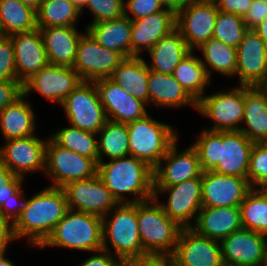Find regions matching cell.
<instances>
[{"label": "cell", "instance_id": "e7e4bbea", "mask_svg": "<svg viewBox=\"0 0 267 266\" xmlns=\"http://www.w3.org/2000/svg\"><path fill=\"white\" fill-rule=\"evenodd\" d=\"M2 36V29H1V26H0V37Z\"/></svg>", "mask_w": 267, "mask_h": 266}, {"label": "cell", "instance_id": "7402d4cb", "mask_svg": "<svg viewBox=\"0 0 267 266\" xmlns=\"http://www.w3.org/2000/svg\"><path fill=\"white\" fill-rule=\"evenodd\" d=\"M172 255L187 266H224L220 241L200 235L191 227L181 230Z\"/></svg>", "mask_w": 267, "mask_h": 266}, {"label": "cell", "instance_id": "d4e9b609", "mask_svg": "<svg viewBox=\"0 0 267 266\" xmlns=\"http://www.w3.org/2000/svg\"><path fill=\"white\" fill-rule=\"evenodd\" d=\"M40 29L48 63L73 67L77 46L82 36L77 26L38 27Z\"/></svg>", "mask_w": 267, "mask_h": 266}, {"label": "cell", "instance_id": "91938a15", "mask_svg": "<svg viewBox=\"0 0 267 266\" xmlns=\"http://www.w3.org/2000/svg\"><path fill=\"white\" fill-rule=\"evenodd\" d=\"M170 266H187V265L180 263L173 255H170Z\"/></svg>", "mask_w": 267, "mask_h": 266}, {"label": "cell", "instance_id": "d590c367", "mask_svg": "<svg viewBox=\"0 0 267 266\" xmlns=\"http://www.w3.org/2000/svg\"><path fill=\"white\" fill-rule=\"evenodd\" d=\"M99 162L129 156V134L126 123L107 120L97 133Z\"/></svg>", "mask_w": 267, "mask_h": 266}, {"label": "cell", "instance_id": "2e32d148", "mask_svg": "<svg viewBox=\"0 0 267 266\" xmlns=\"http://www.w3.org/2000/svg\"><path fill=\"white\" fill-rule=\"evenodd\" d=\"M82 82L72 67L48 64L22 84L23 94L28 98L38 92L51 102L63 103L65 98Z\"/></svg>", "mask_w": 267, "mask_h": 266}, {"label": "cell", "instance_id": "f35d334b", "mask_svg": "<svg viewBox=\"0 0 267 266\" xmlns=\"http://www.w3.org/2000/svg\"><path fill=\"white\" fill-rule=\"evenodd\" d=\"M243 229L267 235V193L253 188L240 204Z\"/></svg>", "mask_w": 267, "mask_h": 266}, {"label": "cell", "instance_id": "3957f363", "mask_svg": "<svg viewBox=\"0 0 267 266\" xmlns=\"http://www.w3.org/2000/svg\"><path fill=\"white\" fill-rule=\"evenodd\" d=\"M97 175L118 204L137 203L153 198V168L134 156L99 162ZM127 194L134 195V198H127Z\"/></svg>", "mask_w": 267, "mask_h": 266}, {"label": "cell", "instance_id": "5b68a950", "mask_svg": "<svg viewBox=\"0 0 267 266\" xmlns=\"http://www.w3.org/2000/svg\"><path fill=\"white\" fill-rule=\"evenodd\" d=\"M50 246L82 252L102 250V217L69 209L38 248L45 249Z\"/></svg>", "mask_w": 267, "mask_h": 266}, {"label": "cell", "instance_id": "6125c7cd", "mask_svg": "<svg viewBox=\"0 0 267 266\" xmlns=\"http://www.w3.org/2000/svg\"><path fill=\"white\" fill-rule=\"evenodd\" d=\"M261 87L267 92V79Z\"/></svg>", "mask_w": 267, "mask_h": 266}, {"label": "cell", "instance_id": "f546056e", "mask_svg": "<svg viewBox=\"0 0 267 266\" xmlns=\"http://www.w3.org/2000/svg\"><path fill=\"white\" fill-rule=\"evenodd\" d=\"M190 51L181 33L175 28L147 51L151 63L146 64L154 72L173 74L174 69Z\"/></svg>", "mask_w": 267, "mask_h": 266}, {"label": "cell", "instance_id": "ffe728a7", "mask_svg": "<svg viewBox=\"0 0 267 266\" xmlns=\"http://www.w3.org/2000/svg\"><path fill=\"white\" fill-rule=\"evenodd\" d=\"M236 51L238 85L262 86L267 79V44L254 29H248Z\"/></svg>", "mask_w": 267, "mask_h": 266}, {"label": "cell", "instance_id": "6f0895ef", "mask_svg": "<svg viewBox=\"0 0 267 266\" xmlns=\"http://www.w3.org/2000/svg\"><path fill=\"white\" fill-rule=\"evenodd\" d=\"M20 1L25 5H28L31 8H33L35 11L39 9L40 4L42 2V0H20Z\"/></svg>", "mask_w": 267, "mask_h": 266}, {"label": "cell", "instance_id": "ab89813d", "mask_svg": "<svg viewBox=\"0 0 267 266\" xmlns=\"http://www.w3.org/2000/svg\"><path fill=\"white\" fill-rule=\"evenodd\" d=\"M247 31L242 16L219 10L212 37L237 48Z\"/></svg>", "mask_w": 267, "mask_h": 266}, {"label": "cell", "instance_id": "ee69618b", "mask_svg": "<svg viewBox=\"0 0 267 266\" xmlns=\"http://www.w3.org/2000/svg\"><path fill=\"white\" fill-rule=\"evenodd\" d=\"M166 7L167 4L163 0H124V16L130 20L141 19Z\"/></svg>", "mask_w": 267, "mask_h": 266}, {"label": "cell", "instance_id": "680465c9", "mask_svg": "<svg viewBox=\"0 0 267 266\" xmlns=\"http://www.w3.org/2000/svg\"><path fill=\"white\" fill-rule=\"evenodd\" d=\"M79 10L83 9L87 0H70Z\"/></svg>", "mask_w": 267, "mask_h": 266}, {"label": "cell", "instance_id": "b9f144b4", "mask_svg": "<svg viewBox=\"0 0 267 266\" xmlns=\"http://www.w3.org/2000/svg\"><path fill=\"white\" fill-rule=\"evenodd\" d=\"M88 7L93 15V20L89 24L99 23L124 16V0H87L86 5L80 10L84 13V8Z\"/></svg>", "mask_w": 267, "mask_h": 266}, {"label": "cell", "instance_id": "d6a6232c", "mask_svg": "<svg viewBox=\"0 0 267 266\" xmlns=\"http://www.w3.org/2000/svg\"><path fill=\"white\" fill-rule=\"evenodd\" d=\"M196 50L201 51L204 57L203 59L200 57V60L210 79L213 75V71L229 78L236 76V48L212 37Z\"/></svg>", "mask_w": 267, "mask_h": 266}, {"label": "cell", "instance_id": "9f6ffc18", "mask_svg": "<svg viewBox=\"0 0 267 266\" xmlns=\"http://www.w3.org/2000/svg\"><path fill=\"white\" fill-rule=\"evenodd\" d=\"M6 251L0 252V266H15L10 259L6 258Z\"/></svg>", "mask_w": 267, "mask_h": 266}, {"label": "cell", "instance_id": "74e56055", "mask_svg": "<svg viewBox=\"0 0 267 266\" xmlns=\"http://www.w3.org/2000/svg\"><path fill=\"white\" fill-rule=\"evenodd\" d=\"M36 15L37 27L76 26L81 12L70 0H42Z\"/></svg>", "mask_w": 267, "mask_h": 266}, {"label": "cell", "instance_id": "7bdbcfd3", "mask_svg": "<svg viewBox=\"0 0 267 266\" xmlns=\"http://www.w3.org/2000/svg\"><path fill=\"white\" fill-rule=\"evenodd\" d=\"M24 180L23 177L16 176L7 186H0V210L11 217L17 214L24 193L22 189Z\"/></svg>", "mask_w": 267, "mask_h": 266}, {"label": "cell", "instance_id": "83f0119b", "mask_svg": "<svg viewBox=\"0 0 267 266\" xmlns=\"http://www.w3.org/2000/svg\"><path fill=\"white\" fill-rule=\"evenodd\" d=\"M242 124L239 131L252 142H267V92L261 86H245Z\"/></svg>", "mask_w": 267, "mask_h": 266}, {"label": "cell", "instance_id": "8992f818", "mask_svg": "<svg viewBox=\"0 0 267 266\" xmlns=\"http://www.w3.org/2000/svg\"><path fill=\"white\" fill-rule=\"evenodd\" d=\"M137 220L142 248L148 255H172L183 229L169 218L153 197L137 202Z\"/></svg>", "mask_w": 267, "mask_h": 266}, {"label": "cell", "instance_id": "277c9868", "mask_svg": "<svg viewBox=\"0 0 267 266\" xmlns=\"http://www.w3.org/2000/svg\"><path fill=\"white\" fill-rule=\"evenodd\" d=\"M102 229L103 249L122 262L148 255L139 235L137 203L117 204L102 217Z\"/></svg>", "mask_w": 267, "mask_h": 266}, {"label": "cell", "instance_id": "f6af8a7d", "mask_svg": "<svg viewBox=\"0 0 267 266\" xmlns=\"http://www.w3.org/2000/svg\"><path fill=\"white\" fill-rule=\"evenodd\" d=\"M17 81L14 46L9 36L0 37V81Z\"/></svg>", "mask_w": 267, "mask_h": 266}, {"label": "cell", "instance_id": "ac0fdd59", "mask_svg": "<svg viewBox=\"0 0 267 266\" xmlns=\"http://www.w3.org/2000/svg\"><path fill=\"white\" fill-rule=\"evenodd\" d=\"M219 9L216 3L195 2L176 12V28L188 48L196 51L213 36Z\"/></svg>", "mask_w": 267, "mask_h": 266}, {"label": "cell", "instance_id": "7c38bea8", "mask_svg": "<svg viewBox=\"0 0 267 266\" xmlns=\"http://www.w3.org/2000/svg\"><path fill=\"white\" fill-rule=\"evenodd\" d=\"M85 31L79 40L72 68L82 81L110 78L125 58L119 52L101 46L86 28Z\"/></svg>", "mask_w": 267, "mask_h": 266}, {"label": "cell", "instance_id": "7dc6e473", "mask_svg": "<svg viewBox=\"0 0 267 266\" xmlns=\"http://www.w3.org/2000/svg\"><path fill=\"white\" fill-rule=\"evenodd\" d=\"M266 18L267 2L253 0L249 10L243 17V20L248 29H255Z\"/></svg>", "mask_w": 267, "mask_h": 266}, {"label": "cell", "instance_id": "681fc988", "mask_svg": "<svg viewBox=\"0 0 267 266\" xmlns=\"http://www.w3.org/2000/svg\"><path fill=\"white\" fill-rule=\"evenodd\" d=\"M93 253L94 255L88 256L78 266H123V262L119 258L104 249Z\"/></svg>", "mask_w": 267, "mask_h": 266}, {"label": "cell", "instance_id": "4dcf8cb0", "mask_svg": "<svg viewBox=\"0 0 267 266\" xmlns=\"http://www.w3.org/2000/svg\"><path fill=\"white\" fill-rule=\"evenodd\" d=\"M84 28L104 48L119 52L124 58L131 57L132 20L128 17L87 24Z\"/></svg>", "mask_w": 267, "mask_h": 266}, {"label": "cell", "instance_id": "9c48e42d", "mask_svg": "<svg viewBox=\"0 0 267 266\" xmlns=\"http://www.w3.org/2000/svg\"><path fill=\"white\" fill-rule=\"evenodd\" d=\"M44 173L52 180L49 187L62 188L69 182L93 178L97 163L57 145L48 135Z\"/></svg>", "mask_w": 267, "mask_h": 266}, {"label": "cell", "instance_id": "484cf974", "mask_svg": "<svg viewBox=\"0 0 267 266\" xmlns=\"http://www.w3.org/2000/svg\"><path fill=\"white\" fill-rule=\"evenodd\" d=\"M191 228L200 235L221 241L243 229L240 207L202 208Z\"/></svg>", "mask_w": 267, "mask_h": 266}, {"label": "cell", "instance_id": "cb8c5ba5", "mask_svg": "<svg viewBox=\"0 0 267 266\" xmlns=\"http://www.w3.org/2000/svg\"><path fill=\"white\" fill-rule=\"evenodd\" d=\"M176 28V12L168 6L147 17L132 20L131 57L142 56L164 35Z\"/></svg>", "mask_w": 267, "mask_h": 266}, {"label": "cell", "instance_id": "bcb514c9", "mask_svg": "<svg viewBox=\"0 0 267 266\" xmlns=\"http://www.w3.org/2000/svg\"><path fill=\"white\" fill-rule=\"evenodd\" d=\"M23 94L22 84L19 81H0V112L12 104Z\"/></svg>", "mask_w": 267, "mask_h": 266}, {"label": "cell", "instance_id": "11a10c76", "mask_svg": "<svg viewBox=\"0 0 267 266\" xmlns=\"http://www.w3.org/2000/svg\"><path fill=\"white\" fill-rule=\"evenodd\" d=\"M259 37L267 44V18L263 20L255 29Z\"/></svg>", "mask_w": 267, "mask_h": 266}, {"label": "cell", "instance_id": "8fae6325", "mask_svg": "<svg viewBox=\"0 0 267 266\" xmlns=\"http://www.w3.org/2000/svg\"><path fill=\"white\" fill-rule=\"evenodd\" d=\"M162 193L168 195L166 202H159L158 197ZM153 197L169 218L177 222L182 228L192 227L198 212L202 209L201 176L173 186L154 188Z\"/></svg>", "mask_w": 267, "mask_h": 266}, {"label": "cell", "instance_id": "1f68e13d", "mask_svg": "<svg viewBox=\"0 0 267 266\" xmlns=\"http://www.w3.org/2000/svg\"><path fill=\"white\" fill-rule=\"evenodd\" d=\"M148 76L149 67L142 55L125 58L110 79L149 106Z\"/></svg>", "mask_w": 267, "mask_h": 266}, {"label": "cell", "instance_id": "52a82bcc", "mask_svg": "<svg viewBox=\"0 0 267 266\" xmlns=\"http://www.w3.org/2000/svg\"><path fill=\"white\" fill-rule=\"evenodd\" d=\"M150 116L146 114L127 123L129 155L144 161L154 169L179 135L175 127Z\"/></svg>", "mask_w": 267, "mask_h": 266}, {"label": "cell", "instance_id": "5bb4252c", "mask_svg": "<svg viewBox=\"0 0 267 266\" xmlns=\"http://www.w3.org/2000/svg\"><path fill=\"white\" fill-rule=\"evenodd\" d=\"M62 189L68 208L73 211L104 217L118 204L98 175L86 180L69 182Z\"/></svg>", "mask_w": 267, "mask_h": 266}, {"label": "cell", "instance_id": "f1b7e54d", "mask_svg": "<svg viewBox=\"0 0 267 266\" xmlns=\"http://www.w3.org/2000/svg\"><path fill=\"white\" fill-rule=\"evenodd\" d=\"M30 101L22 94L0 112V130L6 140L36 135V116Z\"/></svg>", "mask_w": 267, "mask_h": 266}, {"label": "cell", "instance_id": "f907efd6", "mask_svg": "<svg viewBox=\"0 0 267 266\" xmlns=\"http://www.w3.org/2000/svg\"><path fill=\"white\" fill-rule=\"evenodd\" d=\"M253 0H218L217 8L224 13H232L244 17Z\"/></svg>", "mask_w": 267, "mask_h": 266}, {"label": "cell", "instance_id": "be15d7a7", "mask_svg": "<svg viewBox=\"0 0 267 266\" xmlns=\"http://www.w3.org/2000/svg\"><path fill=\"white\" fill-rule=\"evenodd\" d=\"M263 190L267 193V185L263 187Z\"/></svg>", "mask_w": 267, "mask_h": 266}, {"label": "cell", "instance_id": "30bf717a", "mask_svg": "<svg viewBox=\"0 0 267 266\" xmlns=\"http://www.w3.org/2000/svg\"><path fill=\"white\" fill-rule=\"evenodd\" d=\"M68 123L98 133L107 121L95 82L82 81L60 105Z\"/></svg>", "mask_w": 267, "mask_h": 266}, {"label": "cell", "instance_id": "4fadbf2b", "mask_svg": "<svg viewBox=\"0 0 267 266\" xmlns=\"http://www.w3.org/2000/svg\"><path fill=\"white\" fill-rule=\"evenodd\" d=\"M47 139L39 135L9 139L0 147V162L16 176L44 172Z\"/></svg>", "mask_w": 267, "mask_h": 266}, {"label": "cell", "instance_id": "44dd1931", "mask_svg": "<svg viewBox=\"0 0 267 266\" xmlns=\"http://www.w3.org/2000/svg\"><path fill=\"white\" fill-rule=\"evenodd\" d=\"M94 82L107 120L127 124L148 114V106L144 102L131 96L127 90L121 88L110 78Z\"/></svg>", "mask_w": 267, "mask_h": 266}, {"label": "cell", "instance_id": "816d5d0a", "mask_svg": "<svg viewBox=\"0 0 267 266\" xmlns=\"http://www.w3.org/2000/svg\"><path fill=\"white\" fill-rule=\"evenodd\" d=\"M123 266H170V255H147L123 262Z\"/></svg>", "mask_w": 267, "mask_h": 266}, {"label": "cell", "instance_id": "94428289", "mask_svg": "<svg viewBox=\"0 0 267 266\" xmlns=\"http://www.w3.org/2000/svg\"><path fill=\"white\" fill-rule=\"evenodd\" d=\"M218 0H195V2H203V3H217Z\"/></svg>", "mask_w": 267, "mask_h": 266}, {"label": "cell", "instance_id": "60d3db41", "mask_svg": "<svg viewBox=\"0 0 267 266\" xmlns=\"http://www.w3.org/2000/svg\"><path fill=\"white\" fill-rule=\"evenodd\" d=\"M248 181L253 188L267 185V142L255 143L251 150Z\"/></svg>", "mask_w": 267, "mask_h": 266}, {"label": "cell", "instance_id": "4316f807", "mask_svg": "<svg viewBox=\"0 0 267 266\" xmlns=\"http://www.w3.org/2000/svg\"><path fill=\"white\" fill-rule=\"evenodd\" d=\"M149 105L180 108L192 106L197 111V102L185 91L172 74H161L149 70Z\"/></svg>", "mask_w": 267, "mask_h": 266}, {"label": "cell", "instance_id": "7a4b0ae2", "mask_svg": "<svg viewBox=\"0 0 267 266\" xmlns=\"http://www.w3.org/2000/svg\"><path fill=\"white\" fill-rule=\"evenodd\" d=\"M68 210L62 188L46 187L28 199L23 193L17 214L13 217L16 241L26 237L30 246L39 247Z\"/></svg>", "mask_w": 267, "mask_h": 266}, {"label": "cell", "instance_id": "6da1fadb", "mask_svg": "<svg viewBox=\"0 0 267 266\" xmlns=\"http://www.w3.org/2000/svg\"><path fill=\"white\" fill-rule=\"evenodd\" d=\"M254 144L240 131H211L204 128L192 146L197 151L202 171L248 178Z\"/></svg>", "mask_w": 267, "mask_h": 266}, {"label": "cell", "instance_id": "836d02e7", "mask_svg": "<svg viewBox=\"0 0 267 266\" xmlns=\"http://www.w3.org/2000/svg\"><path fill=\"white\" fill-rule=\"evenodd\" d=\"M191 50L174 69L173 76L185 91L198 102L204 95L206 87L211 84L200 56H194Z\"/></svg>", "mask_w": 267, "mask_h": 266}, {"label": "cell", "instance_id": "e0dca14e", "mask_svg": "<svg viewBox=\"0 0 267 266\" xmlns=\"http://www.w3.org/2000/svg\"><path fill=\"white\" fill-rule=\"evenodd\" d=\"M202 208L239 207L253 189L248 178L203 171Z\"/></svg>", "mask_w": 267, "mask_h": 266}, {"label": "cell", "instance_id": "db71d44e", "mask_svg": "<svg viewBox=\"0 0 267 266\" xmlns=\"http://www.w3.org/2000/svg\"><path fill=\"white\" fill-rule=\"evenodd\" d=\"M195 3V0H169L167 6L177 12L178 10Z\"/></svg>", "mask_w": 267, "mask_h": 266}, {"label": "cell", "instance_id": "d6986e66", "mask_svg": "<svg viewBox=\"0 0 267 266\" xmlns=\"http://www.w3.org/2000/svg\"><path fill=\"white\" fill-rule=\"evenodd\" d=\"M177 141L178 139L153 169L154 188L173 186L202 175L203 171L195 148L190 145L183 151H178Z\"/></svg>", "mask_w": 267, "mask_h": 266}, {"label": "cell", "instance_id": "603a6c76", "mask_svg": "<svg viewBox=\"0 0 267 266\" xmlns=\"http://www.w3.org/2000/svg\"><path fill=\"white\" fill-rule=\"evenodd\" d=\"M15 54L17 81L23 84L49 63L40 29L9 35Z\"/></svg>", "mask_w": 267, "mask_h": 266}, {"label": "cell", "instance_id": "9a60e30c", "mask_svg": "<svg viewBox=\"0 0 267 266\" xmlns=\"http://www.w3.org/2000/svg\"><path fill=\"white\" fill-rule=\"evenodd\" d=\"M220 244L224 266H266L267 235L241 229Z\"/></svg>", "mask_w": 267, "mask_h": 266}, {"label": "cell", "instance_id": "e575fe53", "mask_svg": "<svg viewBox=\"0 0 267 266\" xmlns=\"http://www.w3.org/2000/svg\"><path fill=\"white\" fill-rule=\"evenodd\" d=\"M2 36L30 32L37 29L36 11L20 0H0Z\"/></svg>", "mask_w": 267, "mask_h": 266}, {"label": "cell", "instance_id": "8d00e7d4", "mask_svg": "<svg viewBox=\"0 0 267 266\" xmlns=\"http://www.w3.org/2000/svg\"><path fill=\"white\" fill-rule=\"evenodd\" d=\"M97 134L69 125L61 127L49 137L59 146L99 163Z\"/></svg>", "mask_w": 267, "mask_h": 266}, {"label": "cell", "instance_id": "ba28073f", "mask_svg": "<svg viewBox=\"0 0 267 266\" xmlns=\"http://www.w3.org/2000/svg\"><path fill=\"white\" fill-rule=\"evenodd\" d=\"M245 107V86H234L227 91H217L204 95L197 102V112H200L213 125L211 131H239L242 125Z\"/></svg>", "mask_w": 267, "mask_h": 266}, {"label": "cell", "instance_id": "c3c4849f", "mask_svg": "<svg viewBox=\"0 0 267 266\" xmlns=\"http://www.w3.org/2000/svg\"><path fill=\"white\" fill-rule=\"evenodd\" d=\"M14 241L13 217L0 210V252L7 251L8 245Z\"/></svg>", "mask_w": 267, "mask_h": 266}, {"label": "cell", "instance_id": "f5cc1de1", "mask_svg": "<svg viewBox=\"0 0 267 266\" xmlns=\"http://www.w3.org/2000/svg\"><path fill=\"white\" fill-rule=\"evenodd\" d=\"M16 175L0 162V186H7Z\"/></svg>", "mask_w": 267, "mask_h": 266}]
</instances>
